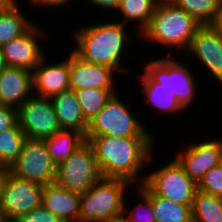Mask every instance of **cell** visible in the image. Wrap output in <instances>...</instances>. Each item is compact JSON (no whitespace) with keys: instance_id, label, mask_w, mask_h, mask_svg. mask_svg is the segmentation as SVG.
<instances>
[{"instance_id":"6da1fadb","label":"cell","mask_w":222,"mask_h":222,"mask_svg":"<svg viewBox=\"0 0 222 222\" xmlns=\"http://www.w3.org/2000/svg\"><path fill=\"white\" fill-rule=\"evenodd\" d=\"M85 139L94 150L102 177L121 178L133 186L144 183L146 174L141 173L143 169L149 168L155 159L152 158V151L157 144V137L114 138L101 135L85 136Z\"/></svg>"},{"instance_id":"7a4b0ae2","label":"cell","mask_w":222,"mask_h":222,"mask_svg":"<svg viewBox=\"0 0 222 222\" xmlns=\"http://www.w3.org/2000/svg\"><path fill=\"white\" fill-rule=\"evenodd\" d=\"M98 23L100 21L94 25L72 28L74 30H72L71 36H73L74 43L76 42L72 51L83 61L110 67L119 74L125 72L132 74L133 70L130 66L129 69L124 66L123 58L125 54L129 53L128 46L131 47L128 42L131 43L132 39H135L131 36L133 34L126 31L127 25L121 21Z\"/></svg>"},{"instance_id":"3957f363","label":"cell","mask_w":222,"mask_h":222,"mask_svg":"<svg viewBox=\"0 0 222 222\" xmlns=\"http://www.w3.org/2000/svg\"><path fill=\"white\" fill-rule=\"evenodd\" d=\"M200 26L199 22L173 1L161 0L155 8L149 25L139 37L143 39V42H151L152 46L156 44L160 45V48L162 45L169 49L171 47L167 55L172 56L177 55V53H172L175 50H178L179 53L180 50L183 52L188 50L192 38Z\"/></svg>"},{"instance_id":"277c9868","label":"cell","mask_w":222,"mask_h":222,"mask_svg":"<svg viewBox=\"0 0 222 222\" xmlns=\"http://www.w3.org/2000/svg\"><path fill=\"white\" fill-rule=\"evenodd\" d=\"M133 185L121 178H104L81 194L79 222H109L123 216L127 188Z\"/></svg>"},{"instance_id":"5b68a950","label":"cell","mask_w":222,"mask_h":222,"mask_svg":"<svg viewBox=\"0 0 222 222\" xmlns=\"http://www.w3.org/2000/svg\"><path fill=\"white\" fill-rule=\"evenodd\" d=\"M114 93L104 108L89 122L85 136L154 137L151 130L135 116L132 108L124 99Z\"/></svg>"},{"instance_id":"8992f818","label":"cell","mask_w":222,"mask_h":222,"mask_svg":"<svg viewBox=\"0 0 222 222\" xmlns=\"http://www.w3.org/2000/svg\"><path fill=\"white\" fill-rule=\"evenodd\" d=\"M164 55L159 56V59H148V62L142 59V67L145 65L143 71L155 82L167 88L172 96H175L188 109L190 104L193 105L194 100L198 99L196 98L199 95L198 79L192 74V69L186 63H183L184 60L180 56L178 59L176 55H167V57Z\"/></svg>"},{"instance_id":"52a82bcc","label":"cell","mask_w":222,"mask_h":222,"mask_svg":"<svg viewBox=\"0 0 222 222\" xmlns=\"http://www.w3.org/2000/svg\"><path fill=\"white\" fill-rule=\"evenodd\" d=\"M160 168H149L145 172L144 185L155 195L161 196L177 204L192 206L197 184L186 174L183 166L176 158L170 159Z\"/></svg>"},{"instance_id":"ba28073f","label":"cell","mask_w":222,"mask_h":222,"mask_svg":"<svg viewBox=\"0 0 222 222\" xmlns=\"http://www.w3.org/2000/svg\"><path fill=\"white\" fill-rule=\"evenodd\" d=\"M102 178L94 150L86 140L56 167L55 183L78 194L86 193Z\"/></svg>"},{"instance_id":"9c48e42d","label":"cell","mask_w":222,"mask_h":222,"mask_svg":"<svg viewBox=\"0 0 222 222\" xmlns=\"http://www.w3.org/2000/svg\"><path fill=\"white\" fill-rule=\"evenodd\" d=\"M9 170L17 178L43 186L55 181L56 165L48 154L45 140L27 138Z\"/></svg>"},{"instance_id":"30bf717a","label":"cell","mask_w":222,"mask_h":222,"mask_svg":"<svg viewBox=\"0 0 222 222\" xmlns=\"http://www.w3.org/2000/svg\"><path fill=\"white\" fill-rule=\"evenodd\" d=\"M18 124L29 139L44 140L61 130L50 98L35 94L18 108Z\"/></svg>"},{"instance_id":"8fae6325","label":"cell","mask_w":222,"mask_h":222,"mask_svg":"<svg viewBox=\"0 0 222 222\" xmlns=\"http://www.w3.org/2000/svg\"><path fill=\"white\" fill-rule=\"evenodd\" d=\"M44 186L9 173L0 201L6 220H18L27 212L42 205Z\"/></svg>"},{"instance_id":"7c38bea8","label":"cell","mask_w":222,"mask_h":222,"mask_svg":"<svg viewBox=\"0 0 222 222\" xmlns=\"http://www.w3.org/2000/svg\"><path fill=\"white\" fill-rule=\"evenodd\" d=\"M216 137L199 141L198 136L197 142H190V145L185 146L186 148L182 146L183 149H179L175 155L186 174L196 184L202 180L207 171L222 162V141L219 138L220 135Z\"/></svg>"},{"instance_id":"4fadbf2b","label":"cell","mask_w":222,"mask_h":222,"mask_svg":"<svg viewBox=\"0 0 222 222\" xmlns=\"http://www.w3.org/2000/svg\"><path fill=\"white\" fill-rule=\"evenodd\" d=\"M47 30L44 27L34 24L25 34L20 37H16L6 44H3L0 48L6 65L8 67H18L33 71L45 54V47L40 44V40L47 41ZM42 47V48H41Z\"/></svg>"},{"instance_id":"5bb4252c","label":"cell","mask_w":222,"mask_h":222,"mask_svg":"<svg viewBox=\"0 0 222 222\" xmlns=\"http://www.w3.org/2000/svg\"><path fill=\"white\" fill-rule=\"evenodd\" d=\"M185 53L202 62L203 70H208V75L222 87V30L215 25H201Z\"/></svg>"},{"instance_id":"9a60e30c","label":"cell","mask_w":222,"mask_h":222,"mask_svg":"<svg viewBox=\"0 0 222 222\" xmlns=\"http://www.w3.org/2000/svg\"><path fill=\"white\" fill-rule=\"evenodd\" d=\"M47 56L32 71V83L33 94L50 98L70 89V55L49 64Z\"/></svg>"},{"instance_id":"2e32d148","label":"cell","mask_w":222,"mask_h":222,"mask_svg":"<svg viewBox=\"0 0 222 222\" xmlns=\"http://www.w3.org/2000/svg\"><path fill=\"white\" fill-rule=\"evenodd\" d=\"M70 89H117L114 83L115 74L112 68L89 63L70 51Z\"/></svg>"},{"instance_id":"e0dca14e","label":"cell","mask_w":222,"mask_h":222,"mask_svg":"<svg viewBox=\"0 0 222 222\" xmlns=\"http://www.w3.org/2000/svg\"><path fill=\"white\" fill-rule=\"evenodd\" d=\"M33 95L32 72L6 67L0 73V104L19 108Z\"/></svg>"},{"instance_id":"ac0fdd59","label":"cell","mask_w":222,"mask_h":222,"mask_svg":"<svg viewBox=\"0 0 222 222\" xmlns=\"http://www.w3.org/2000/svg\"><path fill=\"white\" fill-rule=\"evenodd\" d=\"M80 197L53 182L43 188L42 206L62 222H79Z\"/></svg>"},{"instance_id":"d6986e66","label":"cell","mask_w":222,"mask_h":222,"mask_svg":"<svg viewBox=\"0 0 222 222\" xmlns=\"http://www.w3.org/2000/svg\"><path fill=\"white\" fill-rule=\"evenodd\" d=\"M61 129L75 130L84 136L88 121L84 118L74 90L62 91L50 97Z\"/></svg>"},{"instance_id":"ffe728a7","label":"cell","mask_w":222,"mask_h":222,"mask_svg":"<svg viewBox=\"0 0 222 222\" xmlns=\"http://www.w3.org/2000/svg\"><path fill=\"white\" fill-rule=\"evenodd\" d=\"M136 77L139 78L140 85L142 88L141 92L144 94L146 104H150L152 107L163 114L165 112L174 116L175 113L186 110V108L178 101L172 93L165 88L162 84L155 82L145 71L136 72Z\"/></svg>"},{"instance_id":"44dd1931","label":"cell","mask_w":222,"mask_h":222,"mask_svg":"<svg viewBox=\"0 0 222 222\" xmlns=\"http://www.w3.org/2000/svg\"><path fill=\"white\" fill-rule=\"evenodd\" d=\"M159 0H120L116 9L120 12L121 21L124 25L134 22L137 32L134 34L138 38L142 31L149 25ZM138 22V23H137ZM138 24V25H137ZM137 25V26H136Z\"/></svg>"},{"instance_id":"7402d4cb","label":"cell","mask_w":222,"mask_h":222,"mask_svg":"<svg viewBox=\"0 0 222 222\" xmlns=\"http://www.w3.org/2000/svg\"><path fill=\"white\" fill-rule=\"evenodd\" d=\"M44 140L48 154L56 167L86 141L82 133L66 129H61Z\"/></svg>"},{"instance_id":"603a6c76","label":"cell","mask_w":222,"mask_h":222,"mask_svg":"<svg viewBox=\"0 0 222 222\" xmlns=\"http://www.w3.org/2000/svg\"><path fill=\"white\" fill-rule=\"evenodd\" d=\"M30 20L20 9L19 3L0 12V47L25 34L36 21Z\"/></svg>"},{"instance_id":"cb8c5ba5","label":"cell","mask_w":222,"mask_h":222,"mask_svg":"<svg viewBox=\"0 0 222 222\" xmlns=\"http://www.w3.org/2000/svg\"><path fill=\"white\" fill-rule=\"evenodd\" d=\"M138 186L150 197L156 222H192V206L177 204L155 195L144 184Z\"/></svg>"},{"instance_id":"d4e9b609","label":"cell","mask_w":222,"mask_h":222,"mask_svg":"<svg viewBox=\"0 0 222 222\" xmlns=\"http://www.w3.org/2000/svg\"><path fill=\"white\" fill-rule=\"evenodd\" d=\"M191 211L192 222H222V198L197 189Z\"/></svg>"},{"instance_id":"484cf974","label":"cell","mask_w":222,"mask_h":222,"mask_svg":"<svg viewBox=\"0 0 222 222\" xmlns=\"http://www.w3.org/2000/svg\"><path fill=\"white\" fill-rule=\"evenodd\" d=\"M27 139L25 133L17 124L14 128H10L0 132V166L10 167L20 152Z\"/></svg>"},{"instance_id":"4316f807","label":"cell","mask_w":222,"mask_h":222,"mask_svg":"<svg viewBox=\"0 0 222 222\" xmlns=\"http://www.w3.org/2000/svg\"><path fill=\"white\" fill-rule=\"evenodd\" d=\"M117 89H78L75 94L84 118L89 122L105 106Z\"/></svg>"},{"instance_id":"83f0119b","label":"cell","mask_w":222,"mask_h":222,"mask_svg":"<svg viewBox=\"0 0 222 222\" xmlns=\"http://www.w3.org/2000/svg\"><path fill=\"white\" fill-rule=\"evenodd\" d=\"M201 25H214L219 15V0H171Z\"/></svg>"},{"instance_id":"f1b7e54d","label":"cell","mask_w":222,"mask_h":222,"mask_svg":"<svg viewBox=\"0 0 222 222\" xmlns=\"http://www.w3.org/2000/svg\"><path fill=\"white\" fill-rule=\"evenodd\" d=\"M135 190L133 189L132 192L135 191V193L140 198L139 202L134 204L132 209L130 210L127 205L129 203L126 197L124 198V209H123V217L127 219L129 222H156V217L154 213V209L152 206V202L150 197L137 185L133 186ZM143 201V202H142Z\"/></svg>"},{"instance_id":"f546056e","label":"cell","mask_w":222,"mask_h":222,"mask_svg":"<svg viewBox=\"0 0 222 222\" xmlns=\"http://www.w3.org/2000/svg\"><path fill=\"white\" fill-rule=\"evenodd\" d=\"M198 190L222 198V162L207 171L197 184Z\"/></svg>"},{"instance_id":"4dcf8cb0","label":"cell","mask_w":222,"mask_h":222,"mask_svg":"<svg viewBox=\"0 0 222 222\" xmlns=\"http://www.w3.org/2000/svg\"><path fill=\"white\" fill-rule=\"evenodd\" d=\"M17 222H62L42 205L22 215Z\"/></svg>"},{"instance_id":"1f68e13d","label":"cell","mask_w":222,"mask_h":222,"mask_svg":"<svg viewBox=\"0 0 222 222\" xmlns=\"http://www.w3.org/2000/svg\"><path fill=\"white\" fill-rule=\"evenodd\" d=\"M18 124V109L0 104V132Z\"/></svg>"},{"instance_id":"d6a6232c","label":"cell","mask_w":222,"mask_h":222,"mask_svg":"<svg viewBox=\"0 0 222 222\" xmlns=\"http://www.w3.org/2000/svg\"><path fill=\"white\" fill-rule=\"evenodd\" d=\"M70 2H75V0H30V3L33 4L32 6H36V8L38 9L41 7H46V9H48L49 11L57 10L59 8H63V6H68V4ZM38 6V7H37ZM48 7V8H47ZM52 8V9H51Z\"/></svg>"},{"instance_id":"836d02e7","label":"cell","mask_w":222,"mask_h":222,"mask_svg":"<svg viewBox=\"0 0 222 222\" xmlns=\"http://www.w3.org/2000/svg\"><path fill=\"white\" fill-rule=\"evenodd\" d=\"M82 1H86V4L87 2H90L93 5V7L94 6L95 8L98 7V9L102 8V11L106 10L105 13L106 12L109 13L110 10L112 12L116 11L120 3V0H82Z\"/></svg>"},{"instance_id":"e575fe53","label":"cell","mask_w":222,"mask_h":222,"mask_svg":"<svg viewBox=\"0 0 222 222\" xmlns=\"http://www.w3.org/2000/svg\"><path fill=\"white\" fill-rule=\"evenodd\" d=\"M9 173H10V170L8 167L0 166V201H1L3 190H4V185H5V182Z\"/></svg>"},{"instance_id":"d590c367","label":"cell","mask_w":222,"mask_h":222,"mask_svg":"<svg viewBox=\"0 0 222 222\" xmlns=\"http://www.w3.org/2000/svg\"><path fill=\"white\" fill-rule=\"evenodd\" d=\"M16 2H18V0H0V12L7 10Z\"/></svg>"},{"instance_id":"8d00e7d4","label":"cell","mask_w":222,"mask_h":222,"mask_svg":"<svg viewBox=\"0 0 222 222\" xmlns=\"http://www.w3.org/2000/svg\"><path fill=\"white\" fill-rule=\"evenodd\" d=\"M214 25L220 30H222V3H220L219 15Z\"/></svg>"},{"instance_id":"74e56055","label":"cell","mask_w":222,"mask_h":222,"mask_svg":"<svg viewBox=\"0 0 222 222\" xmlns=\"http://www.w3.org/2000/svg\"><path fill=\"white\" fill-rule=\"evenodd\" d=\"M7 67L4 55L2 54V50L0 48V73Z\"/></svg>"},{"instance_id":"f35d334b","label":"cell","mask_w":222,"mask_h":222,"mask_svg":"<svg viewBox=\"0 0 222 222\" xmlns=\"http://www.w3.org/2000/svg\"><path fill=\"white\" fill-rule=\"evenodd\" d=\"M109 222H129V221L122 216V217H118L116 219H112Z\"/></svg>"},{"instance_id":"ab89813d","label":"cell","mask_w":222,"mask_h":222,"mask_svg":"<svg viewBox=\"0 0 222 222\" xmlns=\"http://www.w3.org/2000/svg\"><path fill=\"white\" fill-rule=\"evenodd\" d=\"M6 219L4 217L3 211L0 209V222H5Z\"/></svg>"},{"instance_id":"60d3db41","label":"cell","mask_w":222,"mask_h":222,"mask_svg":"<svg viewBox=\"0 0 222 222\" xmlns=\"http://www.w3.org/2000/svg\"><path fill=\"white\" fill-rule=\"evenodd\" d=\"M5 222H17L16 220H6Z\"/></svg>"}]
</instances>
